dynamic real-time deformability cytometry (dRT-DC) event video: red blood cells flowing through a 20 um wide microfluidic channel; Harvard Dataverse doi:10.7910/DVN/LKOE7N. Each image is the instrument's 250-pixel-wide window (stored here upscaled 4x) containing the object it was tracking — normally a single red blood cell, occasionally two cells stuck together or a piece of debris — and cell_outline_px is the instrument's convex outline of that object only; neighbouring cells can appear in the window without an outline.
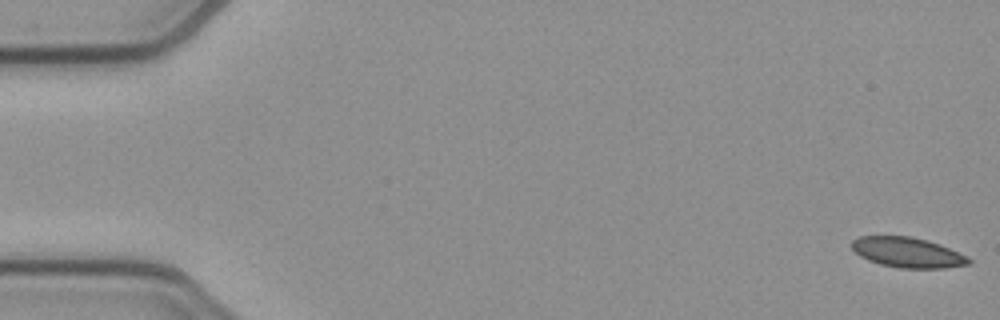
{"species": "common noctule bat (a hibernating species)", "species_latin": "Nyctalus noctula", "temperature_condition": "cold", "stored_images_in_passage": 52, "camera_frame_rate_fps": 3000, "um_per_image_px": 0.085, "animal": {"sex": "female", "body_mass_g": 21.9}, "frame": {"image": 1, "passage_image": 1, "time_ms": 0.0, "image_size_px": [1000, 320], "cell_outline_px": [[972, 264], [944, 268], [900, 268], [880, 264], [868, 260], [860, 256], [852, 248], [852, 240], [860, 236], [912, 236], [928, 240], [940, 244], [968, 256], [972, 260]], "centroid_in_image_um": [77.18, 21.46], "position_along_channel_um": 7.8, "area_um2": 20.69}}
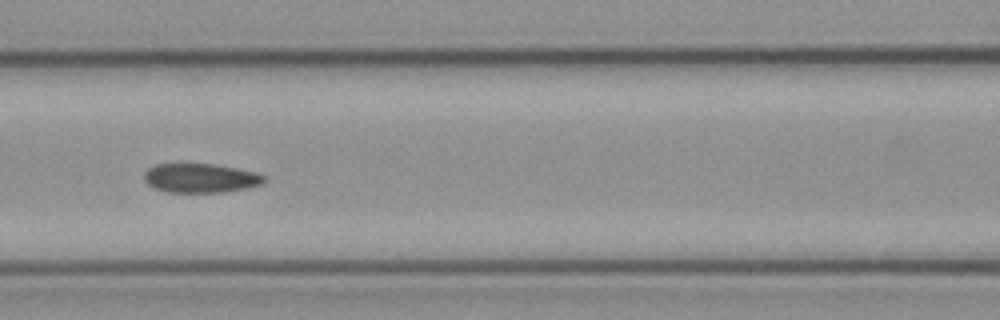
{"frame": {"image": 2, "passage_image": 23, "time_ms": 7.333, "image_size_px": [1000, 320], "cell_outline_px": [[264, 184], [248, 188], [224, 192], [168, 192], [152, 188], [144, 180], [144, 172], [148, 168], [156, 164], [216, 164], [256, 172], [264, 176]], "centroid_in_image_um": [17.04, 15.14], "position_along_channel_um": 149.6, "area_um2": 20.52}}
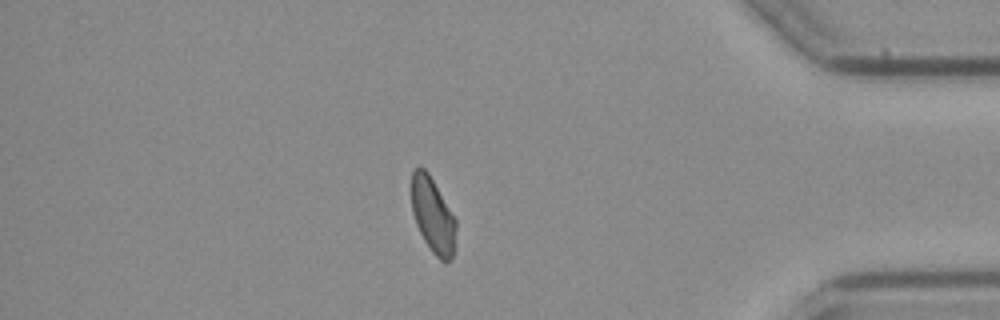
{"frame": {"image": 3, "passage_image": 45, "time_ms": 14.667, "image_size_px": [1000, 320], "cell_outline_px": [[456, 228], [452, 260], [448, 264], [444, 264], [432, 252], [424, 240], [416, 224], [412, 212], [412, 172], [416, 168], [424, 168], [428, 172], [456, 220]], "centroid_in_image_um": [36.8, 18.36], "position_along_channel_um": 398.4, "area_um2": 19.36}, "authors_computed_cell_mechanics": {"area_um2": 20.8947, "velocity_mm_per_s": 3.8981, "shape_relaxation_time_tau1_ms": null, "shape_relaxation_time_tau2_ms": 4.4852, "deformation_change_tau1": null, "deformation_change_tau2": 0.0664}}